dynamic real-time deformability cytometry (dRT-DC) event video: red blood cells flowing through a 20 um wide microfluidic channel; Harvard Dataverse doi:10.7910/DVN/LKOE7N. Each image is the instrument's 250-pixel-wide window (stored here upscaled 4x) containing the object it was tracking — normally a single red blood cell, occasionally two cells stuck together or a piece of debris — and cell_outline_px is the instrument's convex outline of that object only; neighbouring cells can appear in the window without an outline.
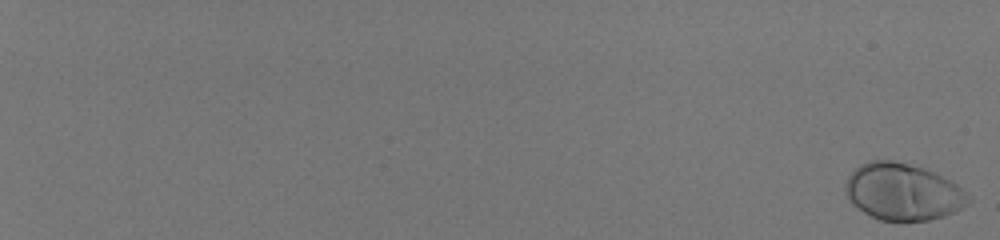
{"species": "human", "species_latin": "Homo sapiens", "temperature_condition": "room temperature", "stored_images_in_passage": 59, "camera_frame_rate_fps": 3000, "um_per_image_px": 0.085, "donor": {"sex": "male"}, "frame": {"image": 1, "passage_image": 1, "time_ms": 0.0, "image_size_px": [1000, 240], "cell_outline_px": [[972, 200], [968, 204], [944, 216], [928, 220], [880, 220], [864, 212], [852, 204], [848, 200], [848, 176], [856, 168], [872, 160], [892, 160], [924, 168], [952, 180]], "centroid_in_image_um": [76.77, 16.3], "position_along_channel_um": 8.2, "area_um2": 40.0}}
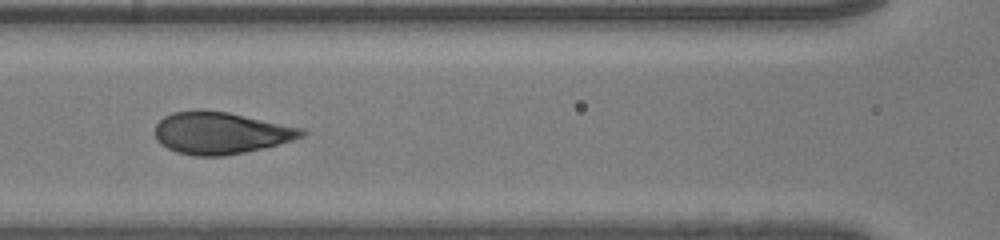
{"frame": {"image": 2, "passage_image": 34, "time_ms": 11.0, "image_size_px": [1000, 240], "cell_outline_px": [[308, 132], [304, 136], [292, 140], [244, 152], [224, 156], [196, 156], [176, 152], [160, 144], [156, 140], [156, 124], [164, 116], [172, 112], [228, 112], [304, 128]], "centroid_in_image_um": [18.78, 11.32], "position_along_channel_um": 147.8, "area_um2": 35.26}}
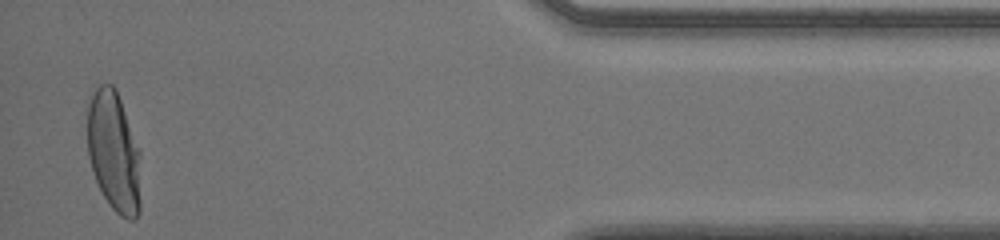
{"frame": {"image": 3, "passage_image": 58, "time_ms": 19.0, "image_size_px": [1000, 240], "cell_outline_px": [[140, 212], [132, 220], [128, 220], [120, 216], [108, 204], [96, 180], [88, 156], [88, 104], [96, 88], [100, 84], [112, 84], [116, 88], [140, 152]], "centroid_in_image_um": [9.69, 12.92], "position_along_channel_um": 425.5, "area_um2": 37.4}, "authors_computed_cell_mechanics": {"area_um2": 36.9342, "velocity_mm_per_s": 4.0226, "shape_relaxation_time_tau1_ms": 4.1566, "shape_relaxation_time_tau2_ms": null, "deformation_change_tau1": 0.2096, "deformation_change_tau2": null}}